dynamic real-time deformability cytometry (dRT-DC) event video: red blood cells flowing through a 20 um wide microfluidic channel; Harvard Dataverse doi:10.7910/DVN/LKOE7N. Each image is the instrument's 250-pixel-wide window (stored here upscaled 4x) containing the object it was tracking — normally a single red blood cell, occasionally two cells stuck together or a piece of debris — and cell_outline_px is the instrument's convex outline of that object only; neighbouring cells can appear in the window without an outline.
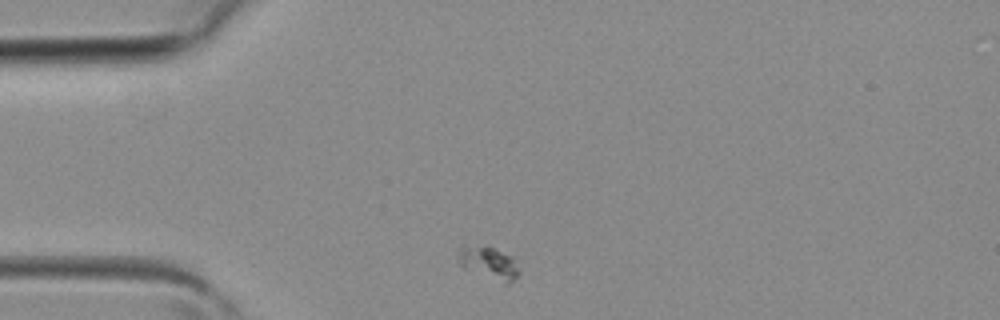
{"species": "common noctule bat (a hibernating species)", "species_latin": "Nyctalus noctula", "temperature_condition": "room temperature", "stored_images_in_passage": 1, "camera_frame_rate_fps": 3000, "um_per_image_px": 0.085, "animal": {"sex": "female", "body_mass_g": 19.3, "forearm_length_mm": 54.1}, "frame": {"image": 1, "passage_image": 1, "time_ms": 0.0, "image_size_px": [1000, 320], "cell_outline_px": [[520, 272], [508, 284], [464, 268], [460, 264], [456, 252], [460, 248], [484, 244], [488, 244], [520, 260]], "centroid_in_image_um": [41.61, 22.3], "position_along_channel_um": 43.4, "area_um2": 11.79}}